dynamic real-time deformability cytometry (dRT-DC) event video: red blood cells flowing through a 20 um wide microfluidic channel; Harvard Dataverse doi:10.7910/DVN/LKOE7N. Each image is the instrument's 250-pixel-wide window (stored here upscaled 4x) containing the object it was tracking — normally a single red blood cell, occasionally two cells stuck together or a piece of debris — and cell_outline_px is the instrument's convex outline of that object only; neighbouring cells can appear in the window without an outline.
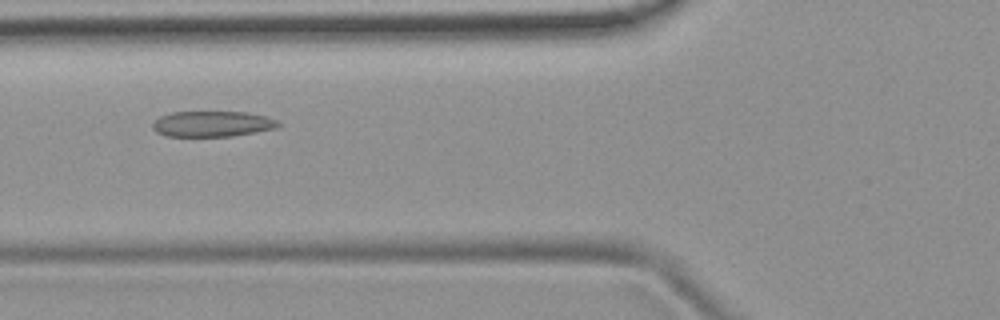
{"species": "common noctule bat (a hibernating species)", "species_latin": "Nyctalus noctula", "temperature_condition": "room temperature", "stored_images_in_passage": 48, "camera_frame_rate_fps": 3000, "um_per_image_px": 0.085, "animal": {"sex": "female", "body_mass_g": 19.9}, "frame": {"image": 1, "passage_image": 17, "time_ms": 5.333, "image_size_px": [1000, 320], "cell_outline_px": [[280, 124], [276, 128], [256, 132], [232, 136], [168, 136], [156, 132], [152, 128], [152, 124], [160, 116], [172, 112], [248, 112], [268, 116], [276, 120]], "centroid_in_image_um": [18.06, 10.53], "position_along_channel_um": 107.7, "area_um2": 18.79}}
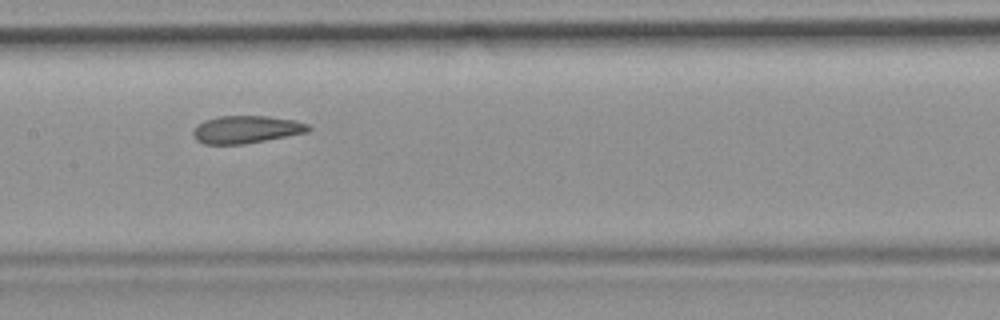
{"frame": {"image": 2, "passage_image": 23, "time_ms": 7.333, "image_size_px": [1000, 320], "cell_outline_px": [[312, 128], [308, 132], [244, 144], [204, 144], [196, 140], [192, 136], [192, 132], [196, 124], [204, 120], [216, 116], [268, 116], [296, 120], [308, 124]], "centroid_in_image_um": [20.9, 11.0], "position_along_channel_um": 186.5, "area_um2": 18.73}}
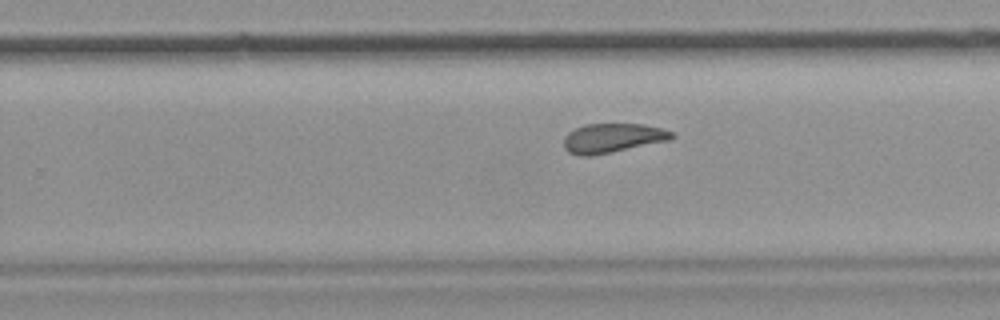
{"frame": {"image": 3, "passage_image": 30, "time_ms": 9.667, "image_size_px": [1000, 320], "cell_outline_px": [[676, 136], [672, 140], [592, 156], [584, 156], [568, 152], [564, 148], [564, 136], [568, 132], [584, 124], [644, 124], [660, 128], [672, 132]], "centroid_in_image_um": [52.08, 11.74], "position_along_channel_um": 277.7, "area_um2": 18.55}}